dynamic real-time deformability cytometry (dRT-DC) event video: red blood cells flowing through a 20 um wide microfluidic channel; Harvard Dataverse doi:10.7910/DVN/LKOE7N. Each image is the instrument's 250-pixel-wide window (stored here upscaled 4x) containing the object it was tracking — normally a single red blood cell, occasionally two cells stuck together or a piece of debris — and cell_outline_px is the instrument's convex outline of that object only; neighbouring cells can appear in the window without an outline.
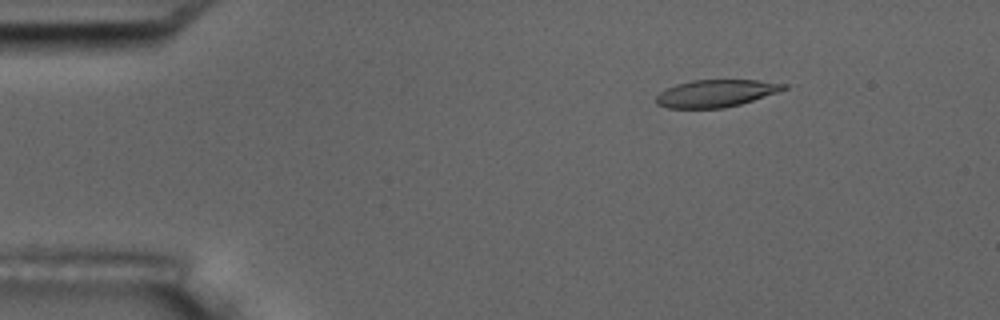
{"species": "common noctule bat (a hibernating species)", "species_latin": "Nyctalus noctula", "temperature_condition": "room temperature", "stored_images_in_passage": 6, "camera_frame_rate_fps": 3000, "um_per_image_px": 0.085, "animal": {"sex": "male", "body_mass_g": 17.5, "forearm_length_mm": 52.3}, "frame": {"image": 1, "passage_image": 3, "time_ms": 2.333, "image_size_px": [1000, 320], "cell_outline_px": [[788, 88], [740, 104], [724, 108], [668, 108], [656, 104], [656, 96], [660, 92], [676, 84], [692, 80], [756, 80], [788, 84]], "centroid_in_image_um": [60.83, 7.93], "position_along_channel_um": 24.2, "area_um2": 20.11}}
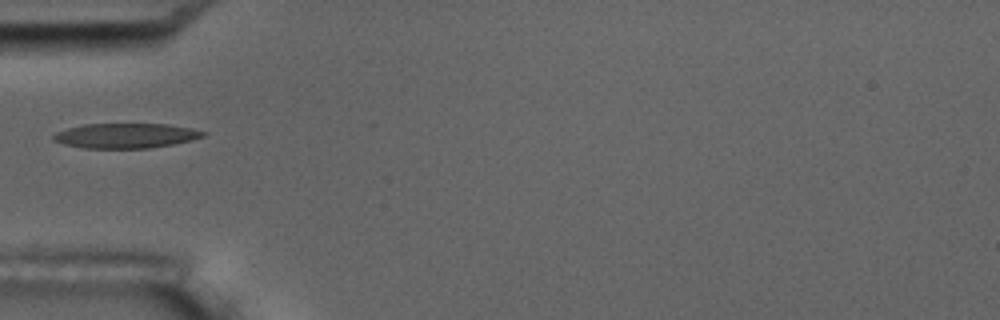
{"frame": {"image": 2, "passage_image": 6, "time_ms": 5.667, "image_size_px": [1000, 320], "cell_outline_px": [[208, 132], [204, 136], [192, 140], [172, 144], [148, 148], [84, 148], [64, 144], [52, 140], [52, 136], [56, 132], [68, 128], [84, 124], [168, 124], [192, 128]], "centroid_in_image_um": [10.7, 11.53], "position_along_channel_um": 74.3, "area_um2": 21.68}}